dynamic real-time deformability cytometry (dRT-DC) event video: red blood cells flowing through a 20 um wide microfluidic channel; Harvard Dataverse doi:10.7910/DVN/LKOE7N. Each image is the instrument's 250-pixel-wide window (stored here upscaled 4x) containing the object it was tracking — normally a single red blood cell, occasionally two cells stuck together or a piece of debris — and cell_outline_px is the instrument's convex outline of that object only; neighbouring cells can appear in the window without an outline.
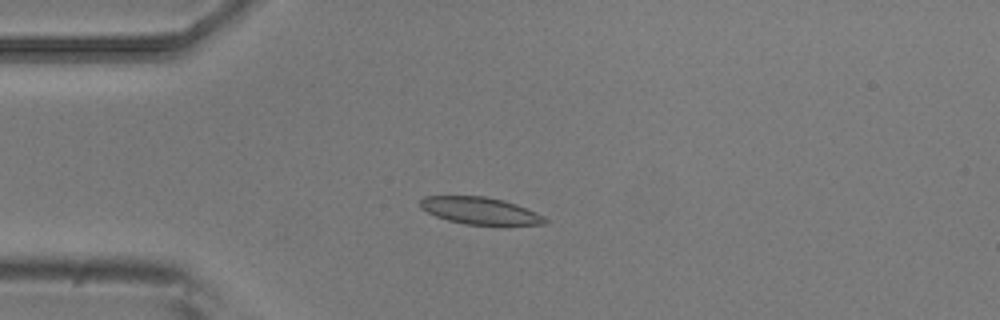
{"species": "common noctule bat (a hibernating species)", "species_latin": "Nyctalus noctula", "temperature_condition": "room temperature", "stored_images_in_passage": 6, "camera_frame_rate_fps": 3000, "um_per_image_px": 0.085, "animal": {"sex": "male", "body_mass_g": 20.5, "forearm_length_mm": 52.5}, "frame": {"image": 1, "passage_image": 4, "time_ms": 1.0, "image_size_px": [1000, 320], "cell_outline_px": [[548, 220], [544, 224], [464, 224], [448, 220], [436, 216], [420, 208], [420, 200], [424, 196], [484, 196], [504, 200], [516, 204], [536, 212], [544, 216]], "centroid_in_image_um": [40.78, 17.9], "position_along_channel_um": 44.2, "area_um2": 19.42}}
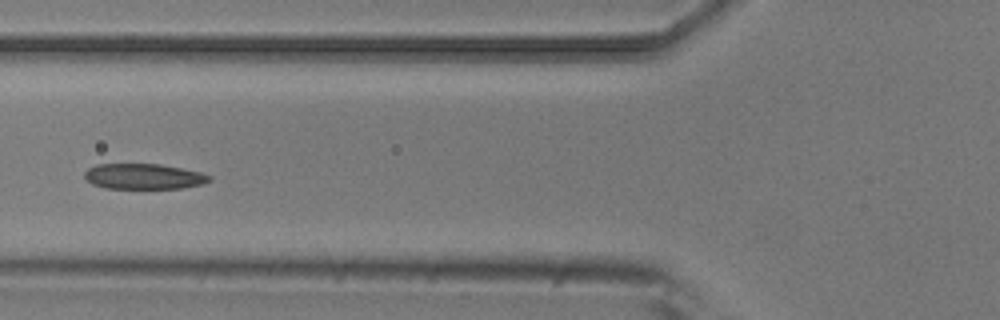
{"frame": {"image": 2, "passage_image": 6, "time_ms": 1.667, "image_size_px": [1000, 320], "cell_outline_px": [[212, 180], [204, 184], [180, 188], [104, 188], [92, 184], [84, 176], [84, 172], [88, 168], [96, 164], [160, 164], [200, 172], [212, 176]], "centroid_in_image_um": [12.22, 14.99], "position_along_channel_um": 113.6, "area_um2": 18.55}}